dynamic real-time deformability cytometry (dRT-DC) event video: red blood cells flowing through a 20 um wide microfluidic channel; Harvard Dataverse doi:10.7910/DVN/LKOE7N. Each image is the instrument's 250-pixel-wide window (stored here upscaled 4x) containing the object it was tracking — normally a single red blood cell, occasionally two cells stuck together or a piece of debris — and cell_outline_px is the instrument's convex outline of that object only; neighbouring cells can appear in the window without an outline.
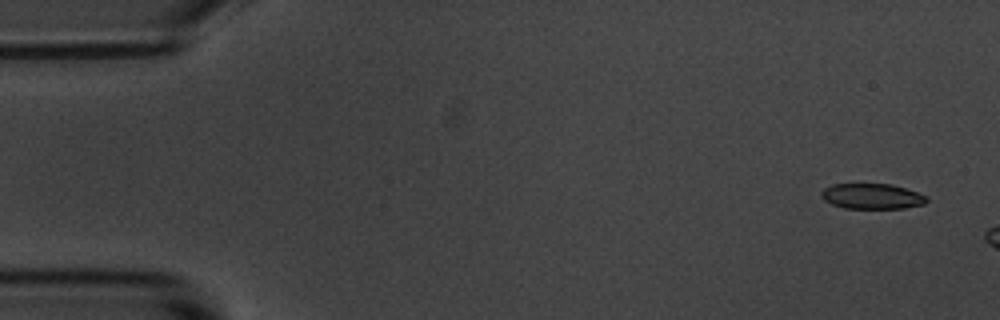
{"species": "common noctule bat (a hibernating species)", "species_latin": "Nyctalus noctula", "temperature_condition": "room temperature", "stored_images_in_passage": 3, "camera_frame_rate_fps": 3000, "um_per_image_px": 0.085, "animal": {"sex": "male", "body_mass_g": 20.1, "forearm_length_mm": 53.5}, "frame": {"image": 1, "passage_image": 1, "time_ms": 0.0, "image_size_px": [1000, 320], "cell_outline_px": [[928, 200], [924, 204], [904, 208], [844, 208], [832, 204], [824, 200], [820, 196], [820, 192], [824, 188], [832, 184], [892, 184], [916, 192], [924, 196]], "centroid_in_image_um": [74.07, 16.68], "position_along_channel_um": 10.9, "area_um2": 15.49}}